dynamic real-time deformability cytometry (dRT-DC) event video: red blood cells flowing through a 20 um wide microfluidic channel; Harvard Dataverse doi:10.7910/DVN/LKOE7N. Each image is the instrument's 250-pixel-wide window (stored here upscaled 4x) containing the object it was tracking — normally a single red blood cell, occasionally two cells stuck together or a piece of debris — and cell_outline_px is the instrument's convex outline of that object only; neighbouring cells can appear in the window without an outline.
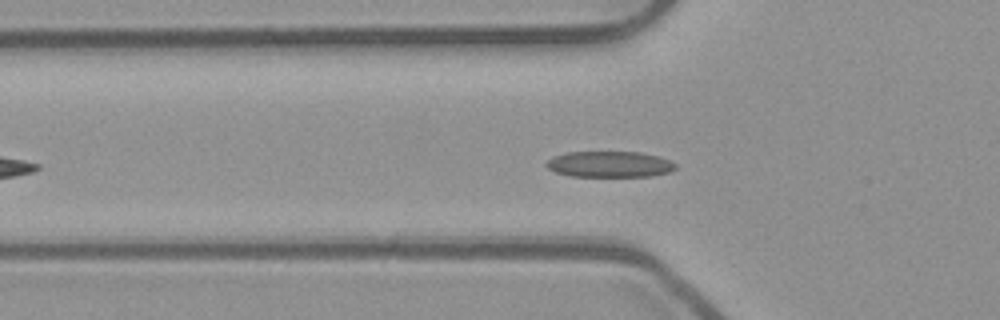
{"species": "common noctule bat (a hibernating species)", "species_latin": "Nyctalus noctula", "temperature_condition": "room temperature", "stored_images_in_passage": 36, "camera_frame_rate_fps": 3000, "um_per_image_px": 0.085, "animal": {"sex": "male", "body_mass_g": 23.1, "forearm_length_mm": 52.7}, "frame": {"image": 1, "passage_image": 9, "time_ms": 2.667, "image_size_px": [1000, 320], "cell_outline_px": [[676, 168], [672, 172], [652, 176], [572, 176], [556, 172], [548, 168], [544, 164], [552, 156], [568, 152], [640, 152], [656, 156], [668, 160], [676, 164]], "centroid_in_image_um": [51.81, 13.96], "position_along_channel_um": 74.0, "area_um2": 19.54}}
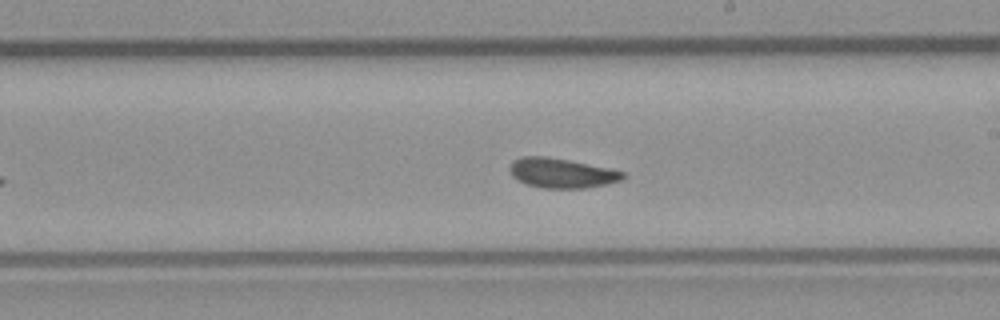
{"frame": {"image": 2, "passage_image": 22, "time_ms": 7.0, "image_size_px": [1000, 320], "cell_outline_px": [[624, 176], [620, 180], [608, 184], [588, 188], [540, 188], [516, 180], [512, 176], [508, 168], [512, 160], [524, 156], [544, 156], [568, 160], [608, 168], [624, 172]], "centroid_in_image_um": [47.69, 14.71], "position_along_channel_um": 241.3, "area_um2": 19.59}}
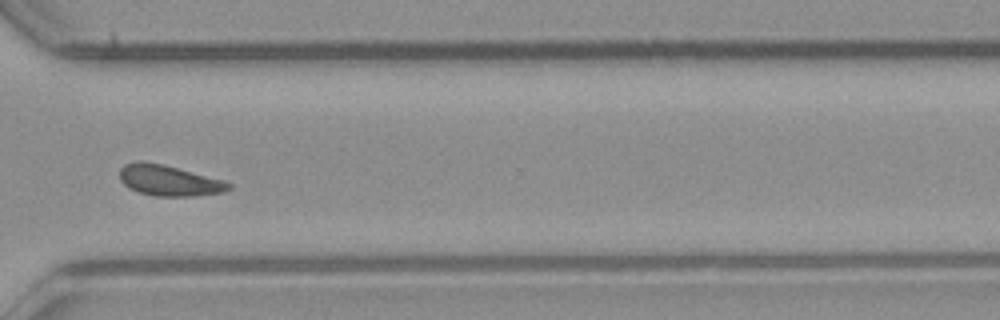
{"frame": {"image": 3, "passage_image": 31, "time_ms": 10.0, "image_size_px": [1000, 320], "cell_outline_px": [[232, 188], [224, 192], [196, 196], [156, 196], [140, 192], [128, 188], [120, 180], [120, 168], [124, 164], [136, 160], [144, 160], [224, 180], [232, 184]], "centroid_in_image_um": [14.35, 15.34], "position_along_channel_um": 356.2, "area_um2": 19.54}, "authors_computed_cell_mechanics": {"area_um2": 19.4786, "velocity_mm_per_s": 3.837, "shape_relaxation_time_tau1_ms": 3.4113, "shape_relaxation_time_tau2_ms": 2.115, "deformation_change_tau1": 0.0977, "deformation_change_tau2": 0.0877}}